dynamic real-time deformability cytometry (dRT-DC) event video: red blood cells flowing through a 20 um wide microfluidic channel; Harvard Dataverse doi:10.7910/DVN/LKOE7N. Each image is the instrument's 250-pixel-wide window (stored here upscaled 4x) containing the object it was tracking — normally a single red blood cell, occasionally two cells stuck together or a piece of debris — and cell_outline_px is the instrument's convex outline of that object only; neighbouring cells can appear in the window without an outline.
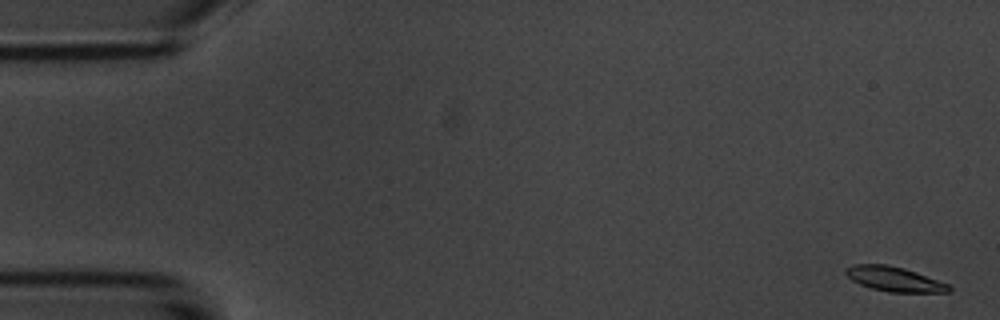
{"species": "common noctule bat (a hibernating species)", "species_latin": "Nyctalus noctula", "temperature_condition": "room temperature", "stored_images_in_passage": 54, "camera_frame_rate_fps": 3000, "um_per_image_px": 0.085, "animal": {"sex": "male", "body_mass_g": 20.1, "forearm_length_mm": 53.5}, "frame": {"image": 1, "passage_image": 1, "time_ms": 0.0, "image_size_px": [1000, 320], "cell_outline_px": [[952, 288], [948, 292], [888, 292], [872, 288], [860, 284], [852, 280], [844, 272], [844, 268], [856, 264], [888, 264], [904, 268], [916, 272], [948, 284]], "centroid_in_image_um": [75.99, 23.71], "position_along_channel_um": 9.0, "area_um2": 14.74}}
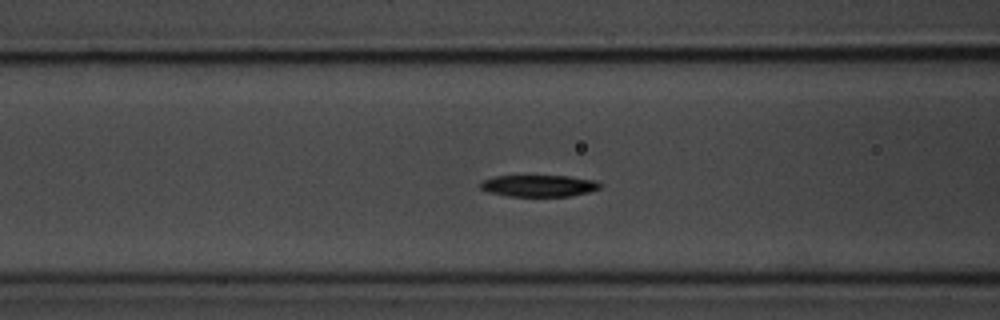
{"frame": {"image": 2, "passage_image": 21, "time_ms": 6.667, "image_size_px": [1000, 320], "cell_outline_px": [[604, 184], [600, 188], [588, 192], [572, 196], [508, 196], [488, 192], [480, 188], [480, 184], [484, 180], [492, 176], [568, 176], [596, 180]], "centroid_in_image_um": [45.84, 15.79], "position_along_channel_um": 120.8, "area_um2": 15.2}}
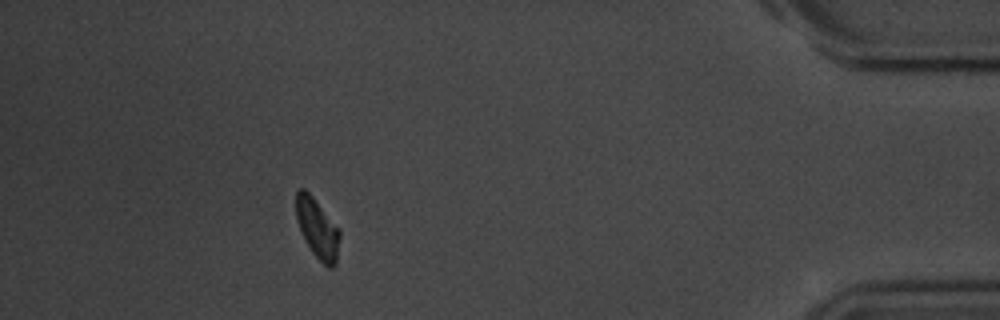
{"frame": {"image": 3, "passage_image": 49, "time_ms": 16.0, "image_size_px": [1000, 320], "cell_outline_px": [[340, 236], [336, 264], [332, 268], [328, 268], [312, 252], [300, 228], [296, 216], [296, 192], [300, 188], [304, 188], [312, 196], [340, 228]], "centroid_in_image_um": [27.01, 19.41], "position_along_channel_um": 408.2, "area_um2": 15.03}, "authors_computed_cell_mechanics": {"area_um2": 15.7216, "velocity_mm_per_s": 3.6671, "shape_relaxation_time_tau1_ms": 2.4983, "shape_relaxation_time_tau2_ms": null, "deformation_change_tau1": 0.1329, "deformation_change_tau2": null}}